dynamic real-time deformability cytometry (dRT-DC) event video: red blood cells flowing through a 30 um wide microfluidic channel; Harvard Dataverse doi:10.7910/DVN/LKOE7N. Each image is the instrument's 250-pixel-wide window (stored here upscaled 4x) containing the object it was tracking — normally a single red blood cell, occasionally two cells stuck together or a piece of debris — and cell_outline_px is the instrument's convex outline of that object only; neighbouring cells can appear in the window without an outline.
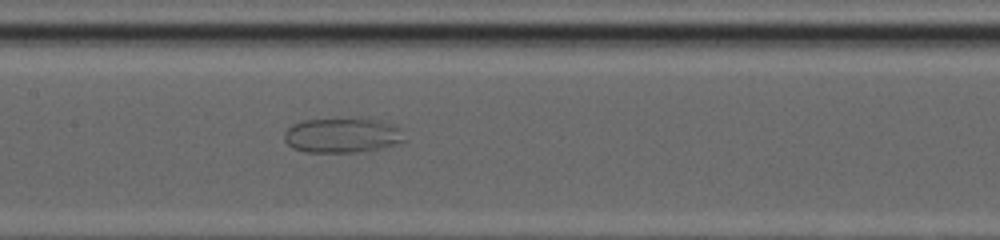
{"species": "common noctule bat (a hibernating species)", "species_latin": "Nyctalus noctula", "temperature_condition": "cold", "stored_images_in_passage": 42, "camera_frame_rate_fps": 3000, "um_per_image_px": 0.085, "animal": {"sex": "female", "body_mass_g": 20.0, "forearm_length_mm": 54.0}, "frame": {"image": 1, "passage_image": 20, "time_ms": 6.333, "image_size_px": [1000, 240], "cell_outline_px": [[404, 140], [380, 148], [356, 152], [304, 152], [292, 148], [284, 140], [284, 132], [292, 124], [304, 120], [360, 116], [380, 120], [396, 124], [400, 128]], "centroid_in_image_um": [29.07, 11.45], "position_along_channel_um": 178.3, "area_um2": 25.03}}
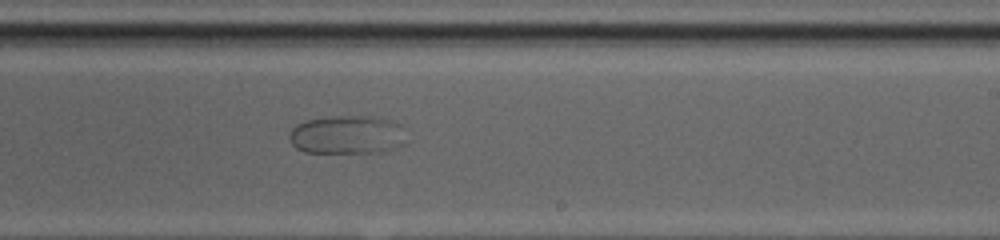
{"frame": {"image": 2, "passage_image": 26, "time_ms": 8.333, "image_size_px": [1000, 240], "cell_outline_px": [[404, 144], [396, 148], [380, 152], [304, 152], [296, 148], [292, 144], [288, 136], [292, 128], [296, 124], [308, 120], [336, 116], [372, 116], [392, 120], [400, 124]], "centroid_in_image_um": [29.48, 11.45], "position_along_channel_um": 259.5, "area_um2": 26.13}}
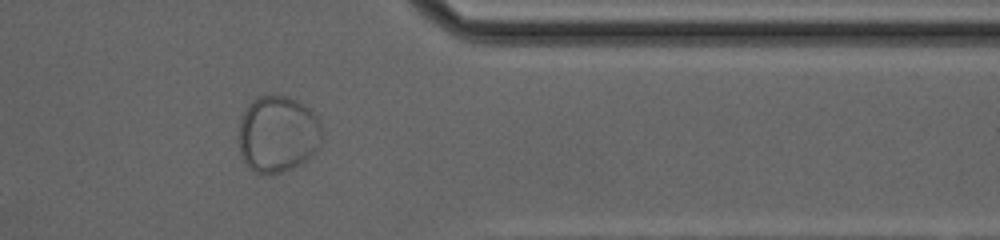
{"frame": {"image": 3, "passage_image": 36, "time_ms": 11.667, "image_size_px": [1000, 240], "cell_outline_px": [[320, 144], [312, 156], [300, 164], [292, 168], [280, 172], [256, 172], [244, 160], [240, 152], [240, 120], [248, 104], [256, 96], [284, 96], [296, 100], [312, 108], [320, 120]], "centroid_in_image_um": [23.64, 11.36], "position_along_channel_um": 387.8, "area_um2": 36.82}}